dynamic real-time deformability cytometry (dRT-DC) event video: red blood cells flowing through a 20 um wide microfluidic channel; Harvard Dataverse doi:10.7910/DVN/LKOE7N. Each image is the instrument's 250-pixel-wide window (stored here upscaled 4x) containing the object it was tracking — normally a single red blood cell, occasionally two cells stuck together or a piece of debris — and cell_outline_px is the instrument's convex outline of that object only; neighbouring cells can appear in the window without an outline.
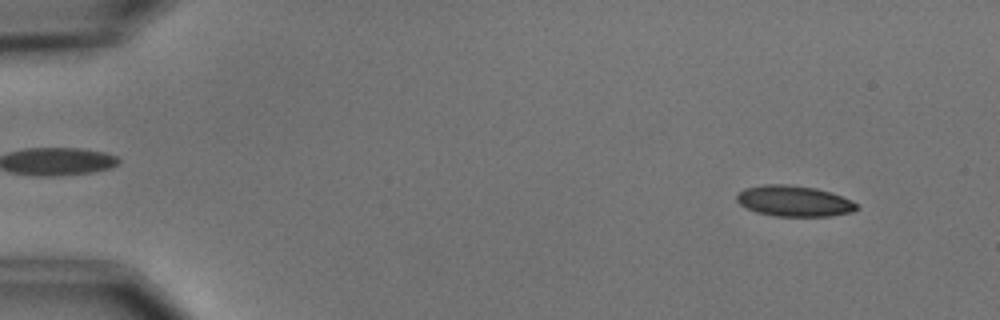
{"species": "common noctule bat (a hibernating species)", "species_latin": "Nyctalus noctula", "temperature_condition": "cold", "stored_images_in_passage": 55, "camera_frame_rate_fps": 3000, "um_per_image_px": 0.085, "animal": {"sex": "male", "body_mass_g": 15.6}, "frame": {"image": 1, "passage_image": 5, "time_ms": 1.333, "image_size_px": [1000, 320], "cell_outline_px": [[860, 208], [852, 212], [828, 216], [776, 216], [756, 212], [740, 204], [736, 200], [736, 196], [744, 188], [764, 184], [788, 184], [816, 188], [832, 192], [852, 200]], "centroid_in_image_um": [67.51, 17.08], "position_along_channel_um": 17.5, "area_um2": 21.62}}
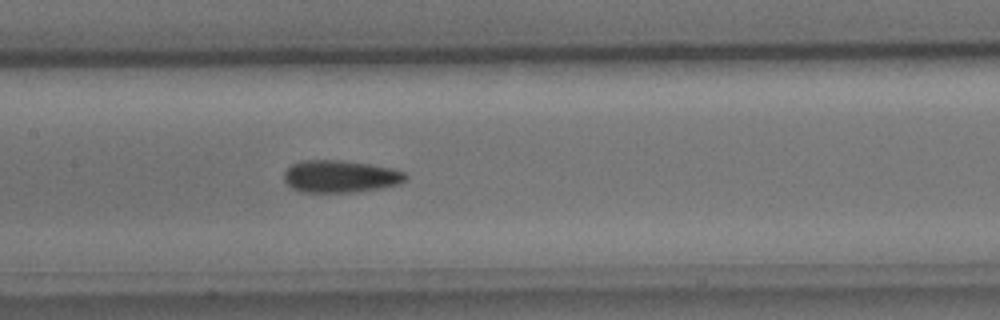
{"frame": {"image": 2, "passage_image": 27, "time_ms": 8.667, "image_size_px": [1000, 320], "cell_outline_px": [[408, 176], [400, 184], [380, 188], [352, 192], [300, 192], [292, 188], [284, 180], [284, 172], [292, 164], [304, 160], [340, 160], [368, 164], [392, 168], [404, 172]], "centroid_in_image_um": [28.92, 15.0], "position_along_channel_um": 178.5, "area_um2": 22.77}}
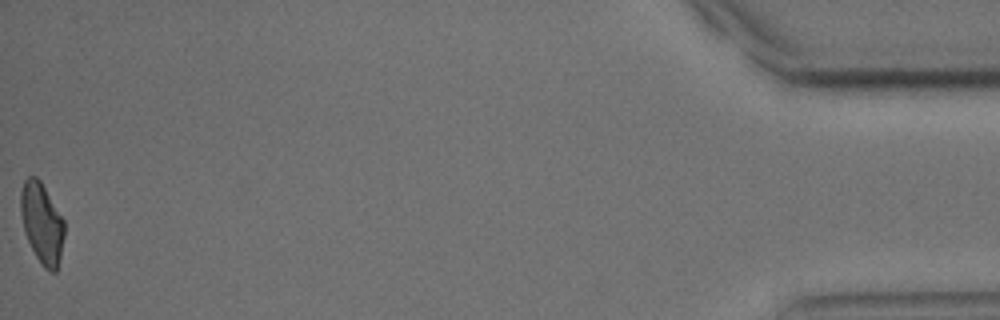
{"frame": {"image": 3, "passage_image": 55, "time_ms": 18.0, "image_size_px": [1000, 320], "cell_outline_px": [[64, 236], [60, 256], [56, 272], [52, 272], [44, 268], [36, 256], [28, 240], [24, 228], [20, 212], [20, 192], [24, 180], [28, 176], [36, 176], [40, 180], [64, 220]], "centroid_in_image_um": [3.55, 18.94], "position_along_channel_um": 431.6, "area_um2": 20.29}, "authors_computed_cell_mechanics": {"area_um2": 21.7328, "velocity_mm_per_s": 3.6731, "shape_relaxation_time_tau1_ms": 2.9957, "shape_relaxation_time_tau2_ms": 2.4466, "deformation_change_tau1": 0.1429, "deformation_change_tau2": 0.1019}}